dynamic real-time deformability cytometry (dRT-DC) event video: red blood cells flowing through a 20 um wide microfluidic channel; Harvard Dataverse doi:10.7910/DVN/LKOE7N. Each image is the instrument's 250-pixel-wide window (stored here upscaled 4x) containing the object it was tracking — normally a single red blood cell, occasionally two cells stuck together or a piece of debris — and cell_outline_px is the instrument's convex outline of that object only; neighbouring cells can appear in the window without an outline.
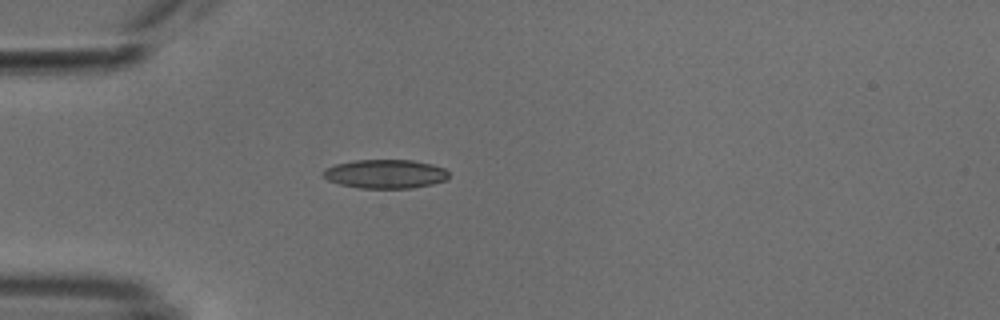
{"species": "common noctule bat (a hibernating species)", "species_latin": "Nyctalus noctula", "temperature_condition": "cold", "stored_images_in_passage": 39, "camera_frame_rate_fps": 3000, "um_per_image_px": 0.085, "animal": {"sex": "male", "body_mass_g": 18.8}, "frame": {"image": 1, "passage_image": 1, "time_ms": 0.0, "image_size_px": [1000, 320], "cell_outline_px": [[448, 176], [444, 180], [432, 184], [412, 188], [360, 188], [340, 184], [328, 180], [324, 176], [324, 168], [336, 164], [356, 160], [412, 160], [432, 164], [444, 168], [448, 172]], "centroid_in_image_um": [32.75, 14.78], "position_along_channel_um": 52.2, "area_um2": 20.98}}
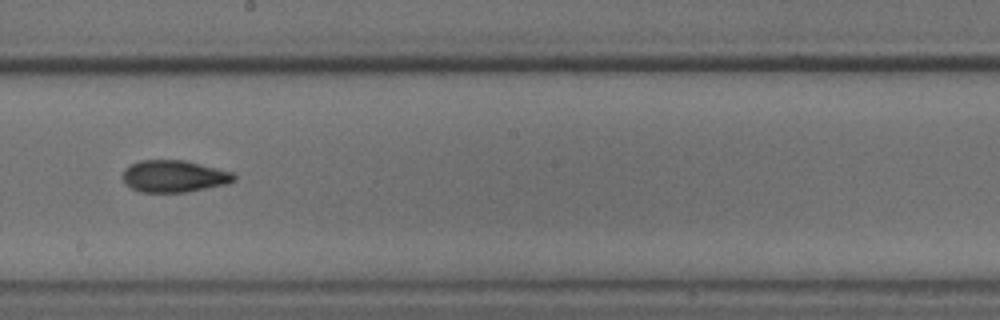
{"frame": {"image": 2, "passage_image": 16, "time_ms": 5.0, "image_size_px": [1000, 320], "cell_outline_px": [[236, 180], [228, 184], [184, 192], [140, 192], [132, 188], [124, 180], [124, 168], [128, 164], [140, 160], [184, 160], [232, 172], [236, 176]], "centroid_in_image_um": [14.8, 14.97], "position_along_channel_um": 233.4, "area_um2": 20.63}}
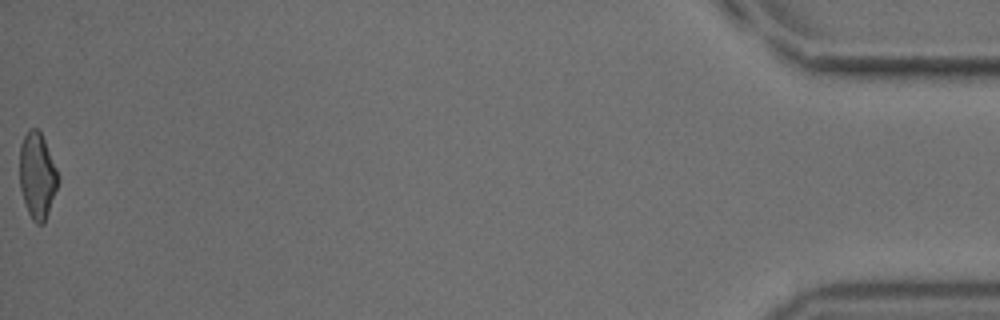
{"frame": {"image": 3, "passage_image": 39, "time_ms": 12.667, "image_size_px": [1000, 320], "cell_outline_px": [[60, 180], [44, 224], [36, 224], [32, 220], [28, 212], [20, 188], [20, 144], [28, 128], [36, 128], [40, 132], [44, 140], [60, 176]], "centroid_in_image_um": [3.18, 14.94], "position_along_channel_um": 432.0, "area_um2": 19.31}, "authors_computed_cell_mechanics": {"area_um2": 20.23, "velocity_mm_per_s": 3.8238, "shape_relaxation_time_tau1_ms": 7.4245, "shape_relaxation_time_tau2_ms": 2.801, "deformation_change_tau1": 0.1631, "deformation_change_tau2": 0.0895}}